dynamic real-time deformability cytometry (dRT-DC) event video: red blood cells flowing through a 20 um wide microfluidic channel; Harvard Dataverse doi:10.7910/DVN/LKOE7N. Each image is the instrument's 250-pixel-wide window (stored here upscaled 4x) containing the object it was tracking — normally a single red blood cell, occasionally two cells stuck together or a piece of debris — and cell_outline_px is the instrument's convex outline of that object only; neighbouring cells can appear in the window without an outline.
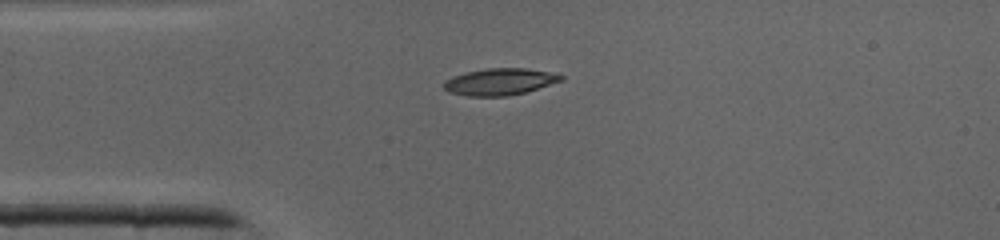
{"species": "common noctule bat (a hibernating species)", "species_latin": "Nyctalus noctula", "temperature_condition": "cold", "stored_images_in_passage": 32, "camera_frame_rate_fps": 3000, "um_per_image_px": 0.085, "animal": {"sex": "male", "body_mass_g": 19.0, "forearm_length_mm": 50.8}, "frame": {"image": 1, "passage_image": 1, "time_ms": 0.0, "image_size_px": [1000, 240], "cell_outline_px": [[564, 80], [524, 92], [508, 96], [468, 96], [448, 92], [444, 88], [444, 84], [452, 76], [468, 72], [488, 68], [524, 68], [556, 72], [564, 76]], "centroid_in_image_um": [42.53, 6.94], "position_along_channel_um": 42.5, "area_um2": 18.21}}
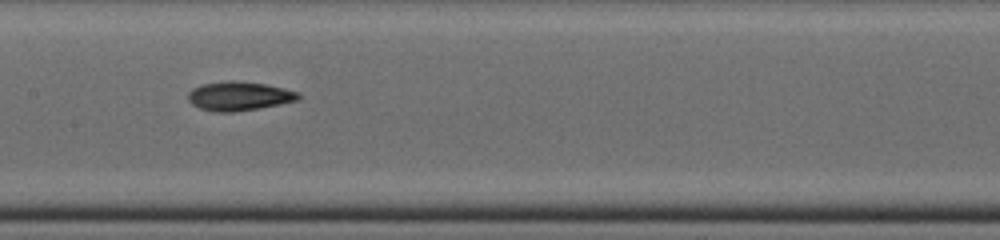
{"frame": {"image": 2, "passage_image": 11, "time_ms": 3.333, "image_size_px": [1000, 240], "cell_outline_px": [[300, 100], [256, 108], [232, 112], [216, 112], [200, 108], [192, 104], [188, 100], [188, 92], [192, 88], [204, 84], [228, 80], [232, 80], [264, 84], [284, 88], [300, 92]], "centroid_in_image_um": [20.32, 8.16], "position_along_channel_um": 187.1, "area_um2": 18.5}}
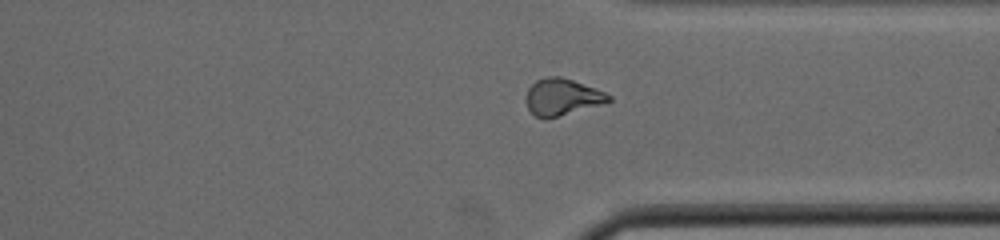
{"frame": {"image": 3, "passage_image": 22, "time_ms": 7.0, "image_size_px": [1000, 240], "cell_outline_px": [[612, 100], [600, 104], [548, 120], [544, 120], [536, 116], [528, 108], [524, 100], [524, 96], [528, 88], [536, 80], [548, 76], [560, 76], [596, 88], [612, 96]], "centroid_in_image_um": [47.73, 8.26], "position_along_channel_um": 363.7, "area_um2": 17.86}}